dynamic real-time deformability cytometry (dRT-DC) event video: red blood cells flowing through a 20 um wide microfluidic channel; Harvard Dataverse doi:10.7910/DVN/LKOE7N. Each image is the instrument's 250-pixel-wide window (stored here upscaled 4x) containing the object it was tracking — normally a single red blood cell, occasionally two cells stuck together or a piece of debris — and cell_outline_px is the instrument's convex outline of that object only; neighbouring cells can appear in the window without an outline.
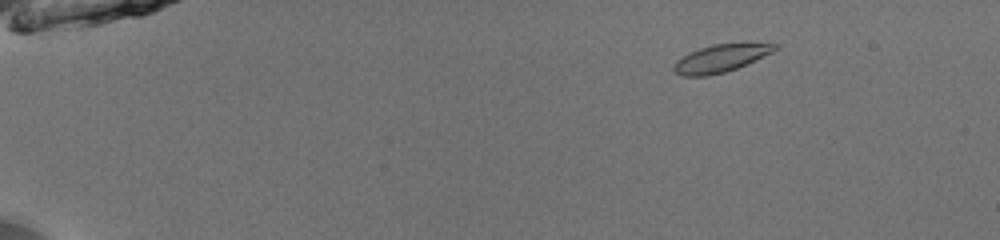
{"species": "common noctule bat (a hibernating species)", "species_latin": "Nyctalus noctula", "temperature_condition": "room temperature", "stored_images_in_passage": 49, "camera_frame_rate_fps": 3000, "um_per_image_px": 0.085, "animal": {"sex": "male", "body_mass_g": 13.0, "forearm_length_mm": 53.1}, "frame": {"image": 1, "passage_image": 5, "time_ms": 1.333, "image_size_px": [1000, 240], "cell_outline_px": [[776, 48], [772, 52], [736, 68], [724, 72], [708, 76], [680, 76], [672, 68], [676, 60], [688, 52], [712, 44], [776, 44]], "centroid_in_image_um": [61.15, 4.98], "position_along_channel_um": 23.9, "area_um2": 15.84}}
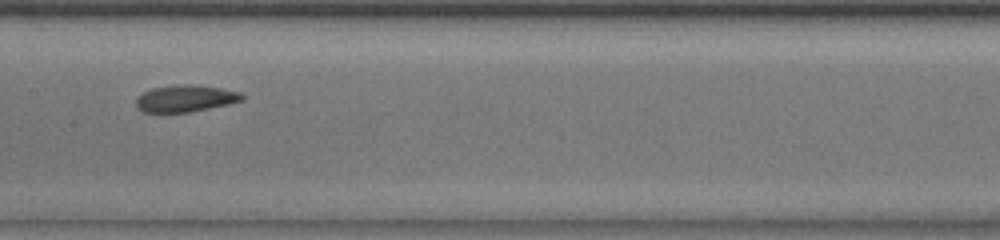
{"frame": {"image": 2, "passage_image": 26, "time_ms": 8.333, "image_size_px": [1000, 240], "cell_outline_px": [[244, 100], [228, 104], [188, 112], [144, 112], [136, 108], [136, 96], [152, 88], [188, 84], [192, 84], [220, 88], [240, 92], [244, 96]], "centroid_in_image_um": [15.75, 8.37], "position_along_channel_um": 191.7, "area_um2": 16.42}}
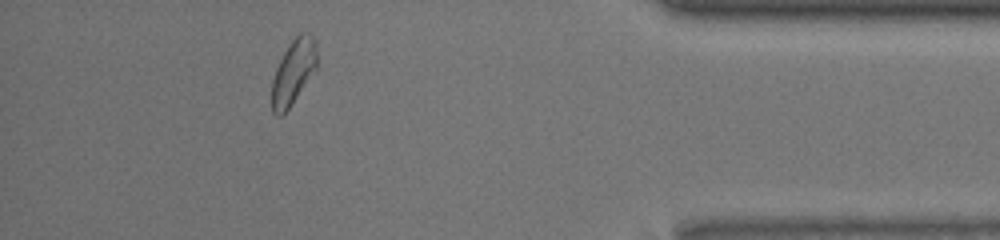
{"frame": {"image": 3, "passage_image": 45, "time_ms": 14.667, "image_size_px": [1000, 240], "cell_outline_px": [[316, 68], [288, 108], [280, 116], [276, 116], [272, 112], [272, 80], [276, 68], [284, 52], [292, 40], [300, 32], [308, 32], [316, 40]], "centroid_in_image_um": [24.93, 6.08], "position_along_channel_um": 410.3, "area_um2": 16.65}, "authors_computed_cell_mechanics": {"area_um2": 16.8776, "velocity_mm_per_s": 3.9658, "shape_relaxation_time_tau1_ms": 6.4778, "shape_relaxation_time_tau2_ms": 2.4978, "deformation_change_tau1": 0.1466, "deformation_change_tau2": 0.0789}}